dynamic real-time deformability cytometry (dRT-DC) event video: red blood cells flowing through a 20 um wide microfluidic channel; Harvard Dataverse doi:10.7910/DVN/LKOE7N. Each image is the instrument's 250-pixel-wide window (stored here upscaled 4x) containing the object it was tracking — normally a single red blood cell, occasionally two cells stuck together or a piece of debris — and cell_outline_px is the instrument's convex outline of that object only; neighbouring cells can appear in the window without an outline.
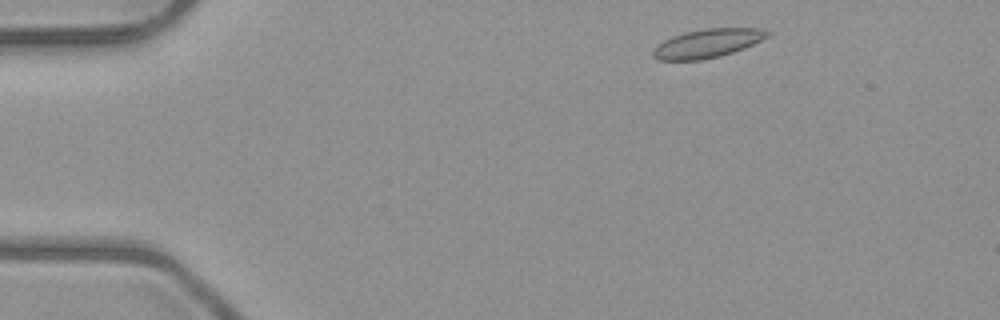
{"species": "common noctule bat (a hibernating species)", "species_latin": "Nyctalus noctula", "temperature_condition": "room temperature", "stored_images_in_passage": 2, "camera_frame_rate_fps": 3000, "um_per_image_px": 0.085, "animal": {"sex": "male", "body_mass_g": 23.1, "forearm_length_mm": 52.7}, "frame": {"image": 1, "passage_image": 2, "time_ms": 1.333, "image_size_px": [1000, 320], "cell_outline_px": [[772, 36], [744, 48], [720, 56], [700, 60], [660, 60], [652, 56], [652, 52], [664, 40], [672, 36], [684, 32], [704, 28], [760, 28], [772, 32]], "centroid_in_image_um": [60.2, 3.67], "position_along_channel_um": 24.8, "area_um2": 19.19}}